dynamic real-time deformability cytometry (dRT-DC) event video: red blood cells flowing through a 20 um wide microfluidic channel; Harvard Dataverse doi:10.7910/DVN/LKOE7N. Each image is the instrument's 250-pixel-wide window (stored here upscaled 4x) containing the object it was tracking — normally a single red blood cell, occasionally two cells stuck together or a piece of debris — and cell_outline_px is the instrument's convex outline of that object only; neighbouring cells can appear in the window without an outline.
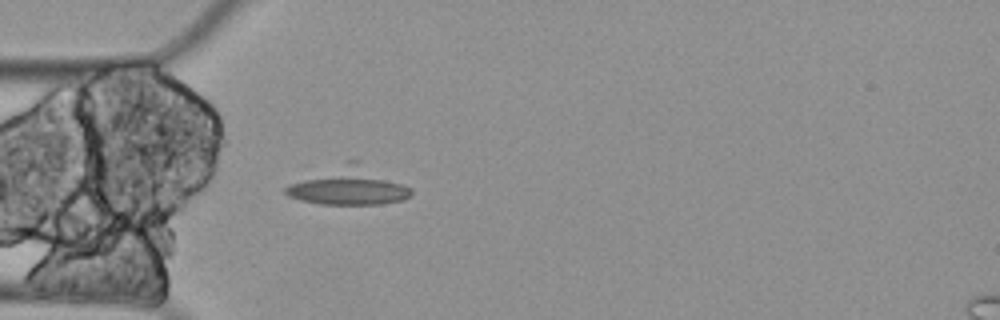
{"species": "Egyptian fruit bat (a non-hibernating species)", "species_latin": "Rousettus aegyptiacus", "temperature_condition": "cold", "stored_images_in_passage": 1, "camera_frame_rate_fps": 3000, "um_per_image_px": 0.085, "animal": {"sex": "female"}, "frame": {"image": 1, "passage_image": 1, "time_ms": 0.0, "image_size_px": [1000, 320], "cell_outline_px": [[412, 192], [404, 200], [380, 204], [320, 204], [300, 200], [288, 196], [284, 192], [284, 188], [288, 184], [304, 180], [348, 176], [360, 176], [384, 180], [404, 184], [412, 188]], "centroid_in_image_um": [29.59, 16.22], "position_along_channel_um": 55.4, "area_um2": 20.58}}